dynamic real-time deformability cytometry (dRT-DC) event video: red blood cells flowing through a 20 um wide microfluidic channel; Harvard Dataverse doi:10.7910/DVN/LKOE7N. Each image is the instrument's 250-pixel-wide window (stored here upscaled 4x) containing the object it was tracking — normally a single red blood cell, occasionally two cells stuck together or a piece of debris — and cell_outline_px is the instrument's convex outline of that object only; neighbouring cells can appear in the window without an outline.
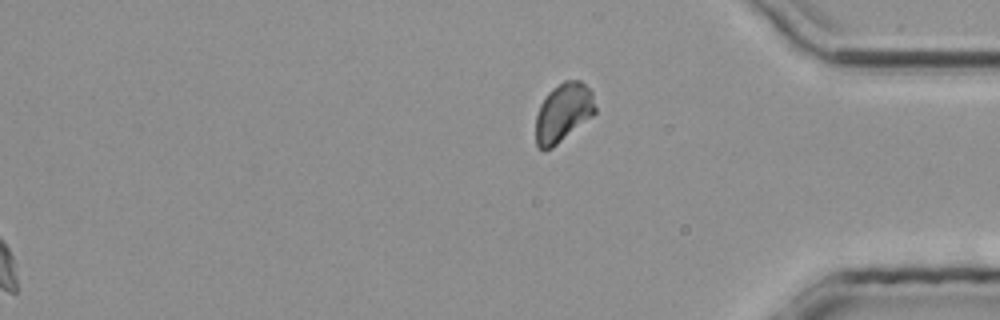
{"species": "common noctule bat (a hibernating species)", "species_latin": "Nyctalus noctula", "temperature_condition": "room temperature", "stored_images_in_passage": 28, "segment_of_instrument_passage": [2, 2], "camera_frame_rate_fps": 3000, "um_per_image_px": 0.085, "animal": {"sex": "male", "body_mass_g": 20.4}, "frame": {"image": 1, "passage_image": 28, "time_ms": 9.0, "image_size_px": [1000, 320], "cell_outline_px": [[596, 112], [592, 116], [552, 148], [544, 152], [536, 144], [536, 116], [540, 104], [544, 96], [552, 88], [564, 80], [580, 80], [592, 92], [596, 108]], "centroid_in_image_um": [47.85, 9.56], "position_along_channel_um": 387.3, "area_um2": 20.4}}